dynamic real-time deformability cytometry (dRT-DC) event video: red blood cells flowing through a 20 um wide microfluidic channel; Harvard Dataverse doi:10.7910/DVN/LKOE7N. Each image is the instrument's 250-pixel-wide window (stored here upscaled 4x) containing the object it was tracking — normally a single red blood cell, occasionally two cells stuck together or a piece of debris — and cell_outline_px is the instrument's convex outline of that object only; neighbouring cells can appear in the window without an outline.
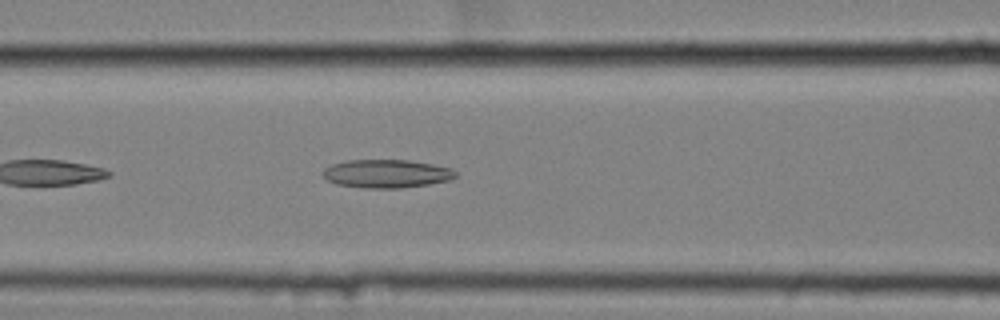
{"species": "common noctule bat (a hibernating species)", "species_latin": "Nyctalus noctula", "temperature_condition": "cold", "stored_images_in_passage": 38, "camera_frame_rate_fps": 3000, "um_per_image_px": 0.085, "animal": {"sex": "female", "body_mass_g": 25.1}, "frame": {"image": 1, "passage_image": 8, "time_ms": 2.333, "image_size_px": [1000, 320], "cell_outline_px": [[456, 176], [452, 180], [428, 184], [400, 188], [364, 188], [336, 184], [328, 180], [320, 172], [324, 168], [332, 164], [348, 160], [408, 160], [432, 164], [452, 168], [456, 172]], "centroid_in_image_um": [32.85, 14.76], "position_along_channel_um": 133.7, "area_um2": 21.96}}
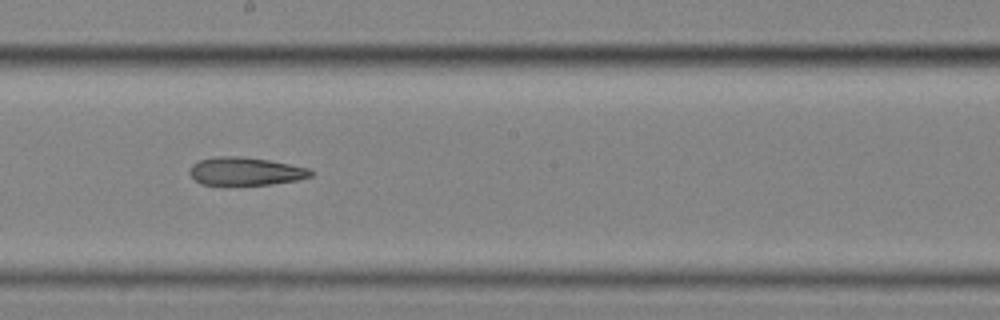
{"frame": {"image": 2, "passage_image": 16, "time_ms": 5.0, "image_size_px": [1000, 320], "cell_outline_px": [[316, 172], [312, 176], [296, 180], [272, 184], [200, 184], [188, 172], [192, 164], [200, 160], [220, 156], [236, 156], [268, 160], [308, 168]], "centroid_in_image_um": [20.88, 14.56], "position_along_channel_um": 227.3, "area_um2": 19.48}}
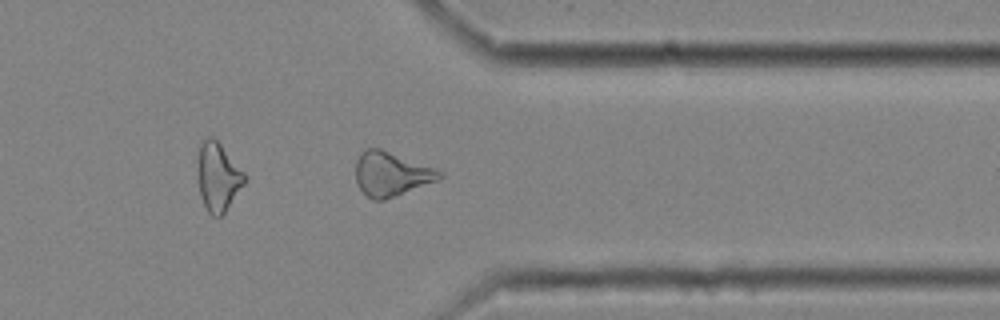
{"frame": {"image": 3, "passage_image": 29, "time_ms": 9.333, "image_size_px": [1000, 320], "cell_outline_px": [[444, 176], [440, 180], [384, 200], [372, 200], [360, 188], [356, 180], [356, 160], [360, 152], [364, 148], [380, 148], [436, 168], [444, 172]], "centroid_in_image_um": [33.28, 14.78], "position_along_channel_um": 378.1, "area_um2": 21.79}}